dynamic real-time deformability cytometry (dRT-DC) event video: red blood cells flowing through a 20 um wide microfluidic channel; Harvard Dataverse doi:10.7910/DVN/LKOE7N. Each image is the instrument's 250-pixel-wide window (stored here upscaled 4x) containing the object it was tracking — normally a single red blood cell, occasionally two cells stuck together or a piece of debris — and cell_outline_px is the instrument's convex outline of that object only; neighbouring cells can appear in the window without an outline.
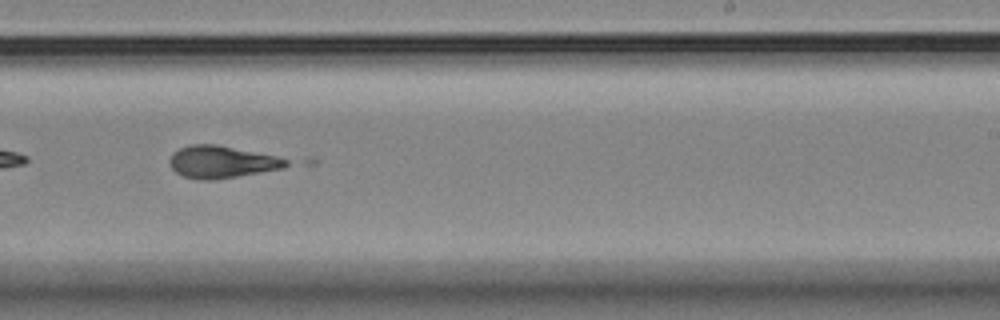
{"species": "Egyptian fruit bat (a non-hibernating species)", "species_latin": "Rousettus aegyptiacus", "temperature_condition": "room temperature", "stored_images_in_passage": 40, "camera_frame_rate_fps": 3000, "um_per_image_px": 0.085, "animal": {"sex": "female"}, "frame": {"image": 1, "passage_image": 19, "time_ms": 6.0, "image_size_px": [1000, 320], "cell_outline_px": [[292, 164], [284, 168], [212, 180], [200, 180], [184, 176], [176, 172], [172, 168], [168, 160], [172, 152], [188, 144], [216, 144], [276, 156], [288, 160]], "centroid_in_image_um": [18.82, 13.75], "position_along_channel_um": 270.2, "area_um2": 21.85}}
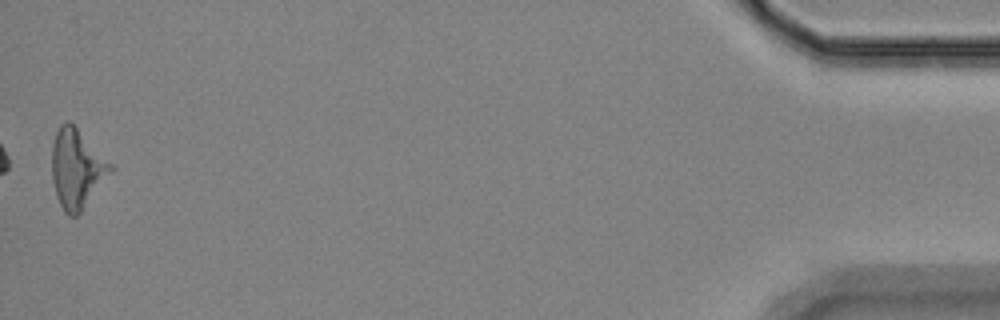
{"frame": {"image": 2, "passage_image": 40, "time_ms": 13.0, "image_size_px": [1000, 320], "cell_outline_px": [[116, 168], [80, 212], [76, 216], [68, 216], [64, 212], [56, 196], [52, 180], [52, 144], [56, 132], [60, 124], [68, 120]], "centroid_in_image_um": [6.52, 14.36], "position_along_channel_um": 428.7, "area_um2": 26.82}}